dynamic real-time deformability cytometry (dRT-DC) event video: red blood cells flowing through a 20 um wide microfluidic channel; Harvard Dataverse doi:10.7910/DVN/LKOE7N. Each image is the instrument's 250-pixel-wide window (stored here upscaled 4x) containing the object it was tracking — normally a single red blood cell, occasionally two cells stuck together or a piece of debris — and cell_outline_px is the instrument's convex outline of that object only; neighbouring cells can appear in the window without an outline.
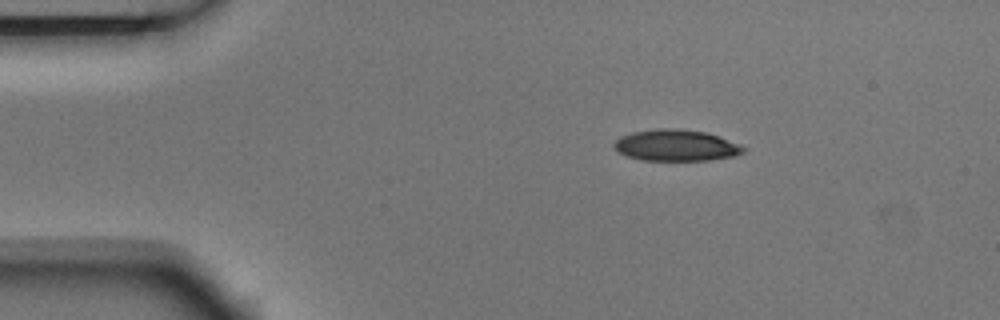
{"species": "Egyptian fruit bat (a non-hibernating species)", "species_latin": "Rousettus aegyptiacus", "temperature_condition": "room temperature", "stored_images_in_passage": 3, "camera_frame_rate_fps": 3000, "um_per_image_px": 0.085, "animal": {"sex": "male"}, "frame": {"image": 1, "passage_image": 2, "time_ms": 0.333, "image_size_px": [1000, 320], "cell_outline_px": [[748, 148], [744, 152], [736, 156], [708, 160], [640, 160], [628, 156], [620, 152], [612, 144], [620, 136], [632, 132], [664, 128], [672, 128], [708, 132], [740, 144]], "centroid_in_image_um": [57.51, 12.35], "position_along_channel_um": 27.5, "area_um2": 23.64}}